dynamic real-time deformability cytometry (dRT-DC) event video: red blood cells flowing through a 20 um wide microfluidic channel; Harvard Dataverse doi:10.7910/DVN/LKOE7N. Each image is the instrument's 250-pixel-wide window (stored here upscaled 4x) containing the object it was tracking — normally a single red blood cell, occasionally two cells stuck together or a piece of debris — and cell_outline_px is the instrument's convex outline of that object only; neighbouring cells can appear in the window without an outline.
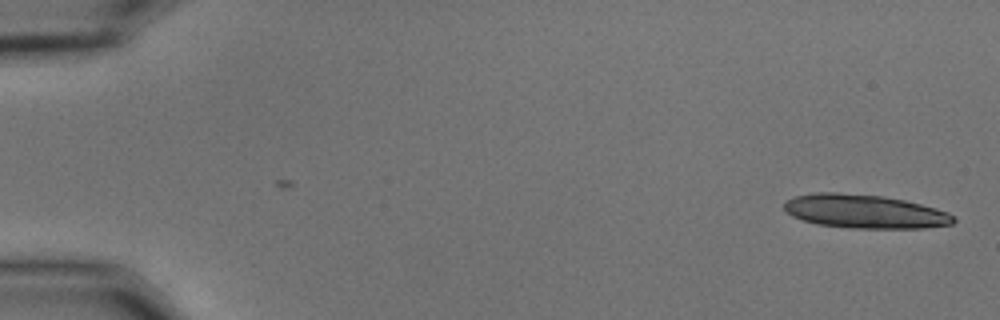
{"species": "common noctule bat (a hibernating species)", "species_latin": "Nyctalus noctula", "temperature_condition": "cold", "stored_images_in_passage": 16, "camera_frame_rate_fps": 3000, "um_per_image_px": 0.085, "animal": {"sex": "male", "body_mass_g": 15.6}, "frame": {"image": 1, "passage_image": 1, "time_ms": 0.0, "image_size_px": [1000, 320], "cell_outline_px": [[956, 220], [952, 224], [924, 228], [848, 228], [816, 224], [792, 216], [784, 212], [784, 204], [788, 200], [796, 196], [816, 192], [836, 192], [884, 196], [904, 200], [936, 208], [948, 212], [956, 216]], "centroid_in_image_um": [73.51, 17.97], "position_along_channel_um": 11.5, "area_um2": 33.41}}